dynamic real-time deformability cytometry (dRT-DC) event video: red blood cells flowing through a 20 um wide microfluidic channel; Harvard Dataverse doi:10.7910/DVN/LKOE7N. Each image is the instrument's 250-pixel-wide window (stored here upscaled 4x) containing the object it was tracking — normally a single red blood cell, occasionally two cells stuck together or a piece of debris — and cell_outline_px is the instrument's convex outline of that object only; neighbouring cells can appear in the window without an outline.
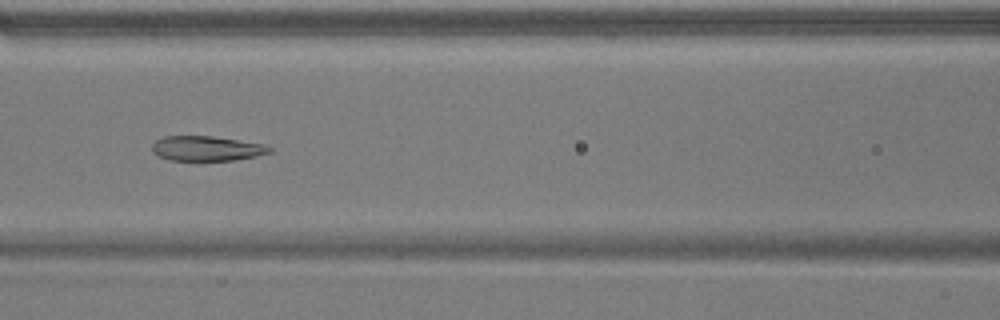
{"species": "common noctule bat (a hibernating species)", "species_latin": "Nyctalus noctula", "temperature_condition": "warm", "stored_images_in_passage": 52, "segment_of_instrument_passage": [1, 2], "camera_frame_rate_fps": 3000, "um_per_image_px": 0.085, "animal": {"sex": "male", "body_mass_g": 17.9}, "frame": {"image": 1, "passage_image": 22, "time_ms": 7.0, "image_size_px": [1000, 320], "cell_outline_px": [[272, 152], [256, 156], [236, 160], [168, 160], [152, 152], [152, 144], [156, 140], [164, 136], [212, 136], [264, 144], [272, 148]], "centroid_in_image_um": [17.57, 12.62], "position_along_channel_um": 149.0, "area_um2": 16.99}}
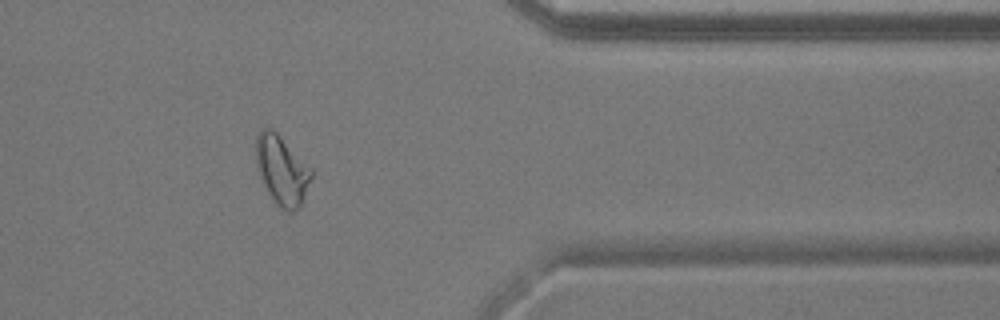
{"frame": {"image": 2, "passage_image": 42, "time_ms": 13.667, "image_size_px": [1000, 320], "cell_outline_px": [[312, 176], [300, 208], [292, 212], [288, 212], [276, 204], [268, 192], [256, 168], [256, 136], [260, 128], [272, 128], [312, 168]], "centroid_in_image_um": [23.95, 14.46], "position_along_channel_um": 387.4, "area_um2": 22.31}}
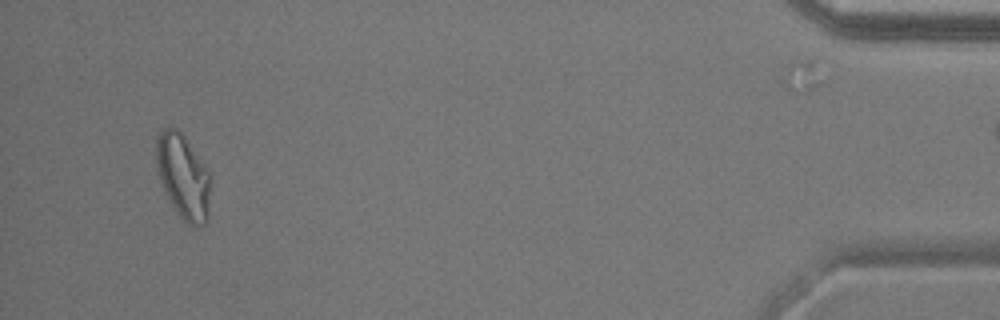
{"frame": {"image": 3, "passage_image": 49, "time_ms": 16.0, "image_size_px": [1000, 320], "cell_outline_px": [[208, 220], [204, 224], [188, 224], [176, 212], [160, 180], [156, 168], [156, 140], [160, 132], [164, 128], [176, 128], [180, 132], [204, 164], [208, 172]], "centroid_in_image_um": [15.53, 14.99], "position_along_channel_um": 419.7, "area_um2": 25.84}}